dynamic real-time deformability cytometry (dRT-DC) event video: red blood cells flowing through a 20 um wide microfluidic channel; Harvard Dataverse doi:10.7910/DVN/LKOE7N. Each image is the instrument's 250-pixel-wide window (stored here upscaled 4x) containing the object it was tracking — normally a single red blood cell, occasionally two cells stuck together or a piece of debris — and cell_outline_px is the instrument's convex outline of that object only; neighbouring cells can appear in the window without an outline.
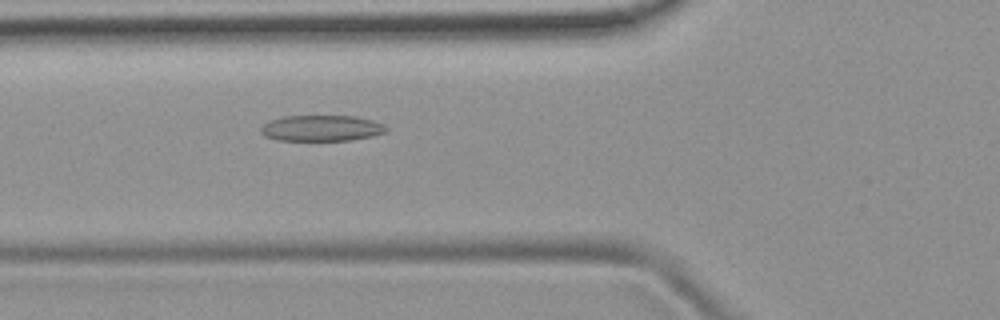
{"species": "common noctule bat (a hibernating species)", "species_latin": "Nyctalus noctula", "temperature_condition": "room temperature", "stored_images_in_passage": 45, "camera_frame_rate_fps": 3000, "um_per_image_px": 0.085, "animal": {"sex": "female", "body_mass_g": 19.9}, "frame": {"image": 1, "passage_image": 12, "time_ms": 3.667, "image_size_px": [1000, 320], "cell_outline_px": [[388, 128], [384, 132], [372, 136], [352, 140], [276, 140], [264, 136], [260, 132], [260, 128], [264, 124], [272, 120], [284, 116], [352, 116], [372, 120], [384, 124]], "centroid_in_image_um": [27.31, 10.9], "position_along_channel_um": 98.5, "area_um2": 18.84}}
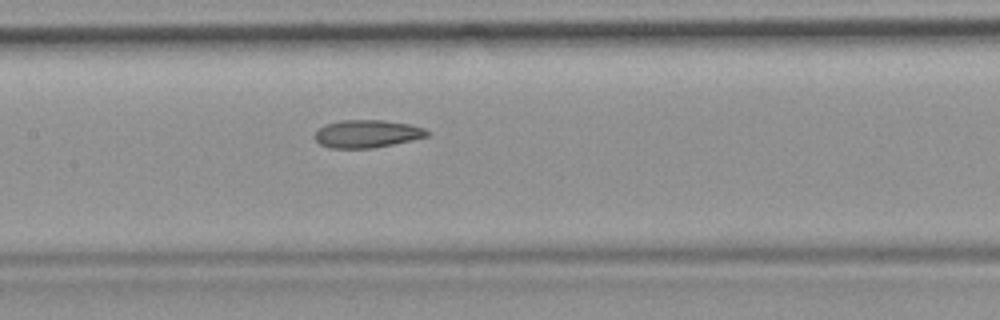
{"frame": {"image": 2, "passage_image": 18, "time_ms": 5.667, "image_size_px": [1000, 320], "cell_outline_px": [[432, 132], [428, 136], [412, 140], [372, 148], [328, 148], [320, 144], [312, 136], [324, 124], [340, 120], [384, 120], [408, 124], [424, 128]], "centroid_in_image_um": [31.18, 11.37], "position_along_channel_um": 176.2, "area_um2": 18.26}}
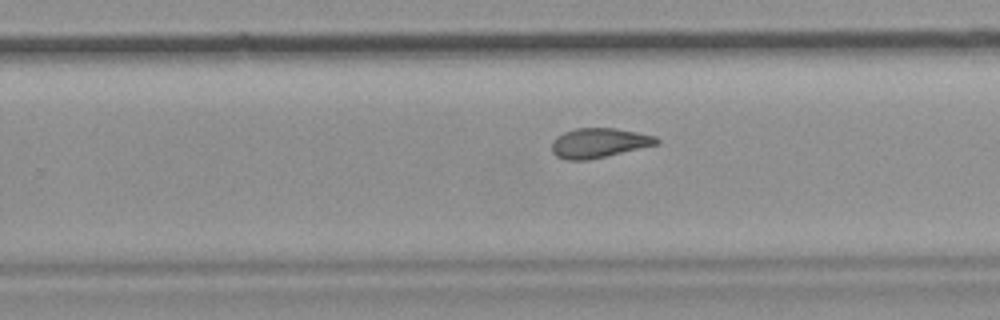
{"frame": {"image": 3, "passage_image": 26, "time_ms": 8.333, "image_size_px": [1000, 320], "cell_outline_px": [[660, 144], [588, 160], [564, 160], [556, 156], [552, 152], [552, 140], [556, 136], [564, 132], [576, 128], [616, 128], [656, 136], [660, 140]], "centroid_in_image_um": [50.9, 12.15], "position_along_channel_um": 278.9, "area_um2": 18.26}, "authors_computed_cell_mechanics": {"area_um2": 18.9584, "velocity_mm_per_s": 3.871, "shape_relaxation_time_tau1_ms": null, "shape_relaxation_time_tau2_ms": 2.2514, "deformation_change_tau1": null, "deformation_change_tau2": 0.0881}}